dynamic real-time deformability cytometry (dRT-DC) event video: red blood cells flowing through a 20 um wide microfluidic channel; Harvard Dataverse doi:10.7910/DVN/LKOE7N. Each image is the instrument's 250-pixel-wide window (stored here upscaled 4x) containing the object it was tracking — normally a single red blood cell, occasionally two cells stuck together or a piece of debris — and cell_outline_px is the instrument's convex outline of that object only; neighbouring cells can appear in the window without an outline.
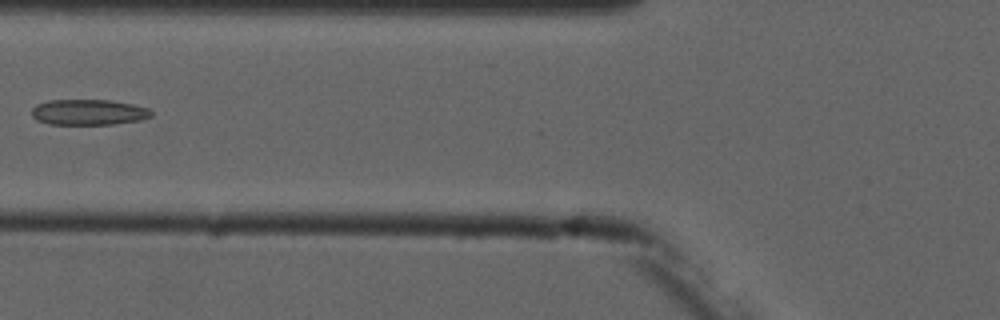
{"species": "common noctule bat (a hibernating species)", "species_latin": "Nyctalus noctula", "temperature_condition": "cold", "stored_images_in_passage": 6, "camera_frame_rate_fps": 3000, "um_per_image_px": 0.085, "animal": {"sex": "male", "forearm_length_mm": 52.5}, "frame": {"image": 1, "passage_image": 5, "time_ms": 4.667, "image_size_px": [1000, 320], "cell_outline_px": [[152, 116], [140, 120], [112, 124], [48, 124], [36, 120], [32, 116], [32, 108], [36, 104], [48, 100], [112, 100], [132, 104], [148, 108], [152, 112]], "centroid_in_image_um": [7.51, 9.53], "position_along_channel_um": 118.3, "area_um2": 17.92}}
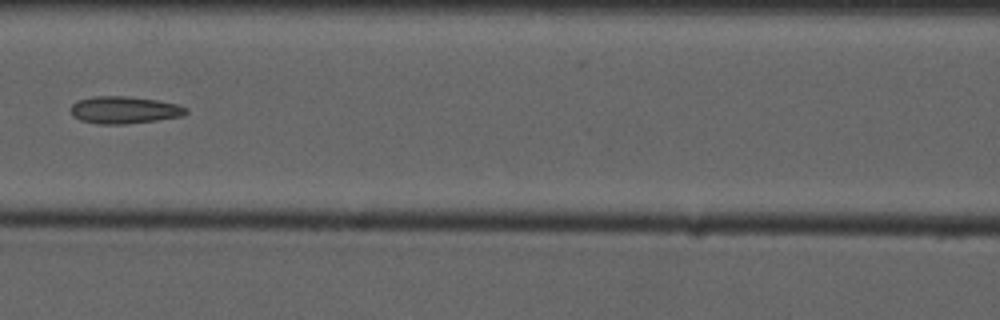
{"frame": {"image": 2, "passage_image": 6, "time_ms": 5.667, "image_size_px": [1000, 320], "cell_outline_px": [[188, 112], [180, 116], [156, 120], [124, 124], [100, 124], [80, 120], [72, 116], [72, 104], [76, 100], [92, 96], [128, 96], [156, 100], [176, 104], [188, 108]], "centroid_in_image_um": [10.53, 9.34], "position_along_channel_um": 156.1, "area_um2": 18.21}}